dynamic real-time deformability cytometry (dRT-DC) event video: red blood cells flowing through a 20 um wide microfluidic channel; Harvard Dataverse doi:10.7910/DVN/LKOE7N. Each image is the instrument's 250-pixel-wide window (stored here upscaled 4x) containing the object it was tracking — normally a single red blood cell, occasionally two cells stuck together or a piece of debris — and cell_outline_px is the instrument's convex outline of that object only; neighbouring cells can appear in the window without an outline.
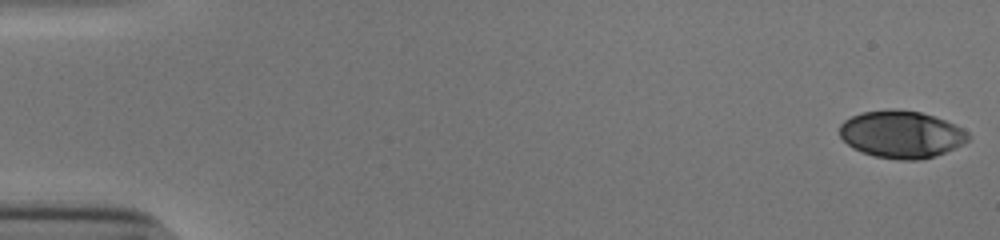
{"species": "human", "species_latin": "Homo sapiens", "temperature_condition": "cold", "stored_images_in_passage": 53, "camera_frame_rate_fps": 3000, "um_per_image_px": 0.085, "donor": {"sex": "male"}, "frame": {"image": 1, "passage_image": 1, "time_ms": 0.0, "image_size_px": [1000, 240], "cell_outline_px": [[968, 140], [964, 144], [936, 156], [920, 160], [900, 160], [876, 156], [852, 148], [840, 136], [840, 124], [844, 120], [860, 112], [896, 108], [920, 112], [944, 120], [968, 132]], "centroid_in_image_um": [76.6, 11.42], "position_along_channel_um": 8.4, "area_um2": 35.32}}
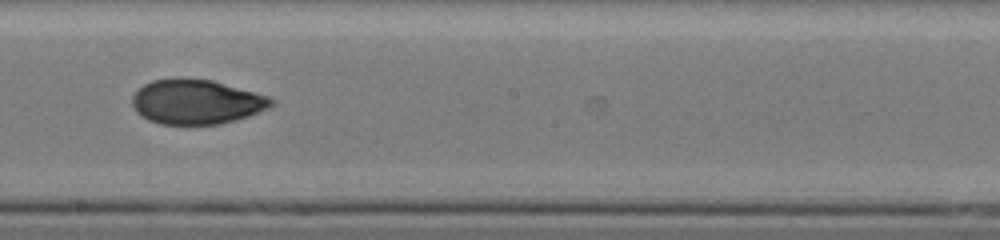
{"frame": {"image": 2, "passage_image": 31, "time_ms": 10.0, "image_size_px": [1000, 240], "cell_outline_px": [[276, 104], [268, 108], [248, 116], [220, 124], [160, 124], [148, 120], [136, 112], [132, 104], [132, 96], [144, 84], [152, 80], [212, 80], [268, 96], [276, 100]], "centroid_in_image_um": [16.71, 8.68], "position_along_channel_um": 231.5, "area_um2": 35.6}}
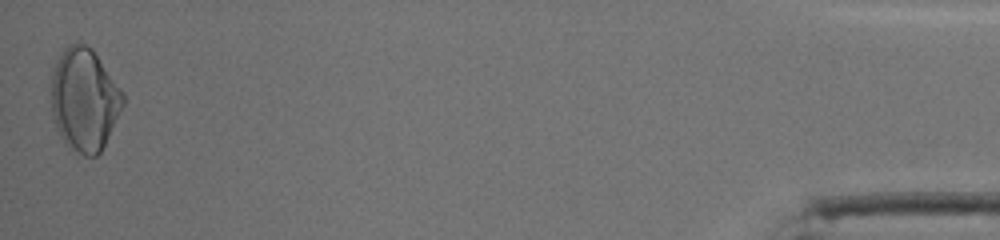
{"frame": {"image": 3, "passage_image": 53, "time_ms": 17.333, "image_size_px": [1000, 240], "cell_outline_px": [[124, 104], [100, 152], [96, 156], [84, 156], [68, 152], [56, 128], [52, 116], [52, 76], [56, 60], [60, 52], [68, 44], [76, 40], [92, 48], [124, 92]], "centroid_in_image_um": [7.15, 8.47], "position_along_channel_um": 428.0, "area_um2": 43.58}, "authors_computed_cell_mechanics": {"area_um2": 36.2984, "velocity_mm_per_s": 3.8627, "shape_relaxation_time_tau1_ms": null, "shape_relaxation_time_tau2_ms": 1.6126, "deformation_change_tau1": null, "deformation_change_tau2": 0.0551}}